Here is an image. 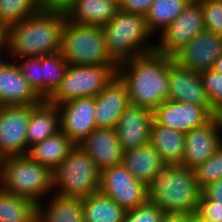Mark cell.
<instances>
[{"label": "cell", "instance_id": "6da1fadb", "mask_svg": "<svg viewBox=\"0 0 222 222\" xmlns=\"http://www.w3.org/2000/svg\"><path fill=\"white\" fill-rule=\"evenodd\" d=\"M173 57L154 50L118 65L131 104L154 111L168 99V68Z\"/></svg>", "mask_w": 222, "mask_h": 222}, {"label": "cell", "instance_id": "7a4b0ae2", "mask_svg": "<svg viewBox=\"0 0 222 222\" xmlns=\"http://www.w3.org/2000/svg\"><path fill=\"white\" fill-rule=\"evenodd\" d=\"M66 14L61 10H44L6 27L11 60L41 57L61 51L62 30Z\"/></svg>", "mask_w": 222, "mask_h": 222}, {"label": "cell", "instance_id": "3957f363", "mask_svg": "<svg viewBox=\"0 0 222 222\" xmlns=\"http://www.w3.org/2000/svg\"><path fill=\"white\" fill-rule=\"evenodd\" d=\"M202 189L194 170L183 165H165L148 186V198L165 214H196Z\"/></svg>", "mask_w": 222, "mask_h": 222}, {"label": "cell", "instance_id": "277c9868", "mask_svg": "<svg viewBox=\"0 0 222 222\" xmlns=\"http://www.w3.org/2000/svg\"><path fill=\"white\" fill-rule=\"evenodd\" d=\"M102 28L107 52L118 65L155 50L143 15L119 10Z\"/></svg>", "mask_w": 222, "mask_h": 222}, {"label": "cell", "instance_id": "5b68a950", "mask_svg": "<svg viewBox=\"0 0 222 222\" xmlns=\"http://www.w3.org/2000/svg\"><path fill=\"white\" fill-rule=\"evenodd\" d=\"M0 187L38 205L45 200V196L47 198L53 194L52 171L28 155L4 157L0 171Z\"/></svg>", "mask_w": 222, "mask_h": 222}, {"label": "cell", "instance_id": "8992f818", "mask_svg": "<svg viewBox=\"0 0 222 222\" xmlns=\"http://www.w3.org/2000/svg\"><path fill=\"white\" fill-rule=\"evenodd\" d=\"M101 172L80 146L75 145L52 171L53 194L84 198L99 191Z\"/></svg>", "mask_w": 222, "mask_h": 222}, {"label": "cell", "instance_id": "52a82bcc", "mask_svg": "<svg viewBox=\"0 0 222 222\" xmlns=\"http://www.w3.org/2000/svg\"><path fill=\"white\" fill-rule=\"evenodd\" d=\"M68 64H117L108 54L103 28L75 24L68 19L62 30L61 51Z\"/></svg>", "mask_w": 222, "mask_h": 222}, {"label": "cell", "instance_id": "ba28073f", "mask_svg": "<svg viewBox=\"0 0 222 222\" xmlns=\"http://www.w3.org/2000/svg\"><path fill=\"white\" fill-rule=\"evenodd\" d=\"M117 75L118 64H68L59 87L47 101L58 106L81 97H96Z\"/></svg>", "mask_w": 222, "mask_h": 222}, {"label": "cell", "instance_id": "9c48e42d", "mask_svg": "<svg viewBox=\"0 0 222 222\" xmlns=\"http://www.w3.org/2000/svg\"><path fill=\"white\" fill-rule=\"evenodd\" d=\"M99 192L114 200L126 211L149 200L148 187L139 182L123 164L101 172Z\"/></svg>", "mask_w": 222, "mask_h": 222}, {"label": "cell", "instance_id": "30bf717a", "mask_svg": "<svg viewBox=\"0 0 222 222\" xmlns=\"http://www.w3.org/2000/svg\"><path fill=\"white\" fill-rule=\"evenodd\" d=\"M204 29L202 4L191 0L184 11L158 34L155 50L173 56Z\"/></svg>", "mask_w": 222, "mask_h": 222}, {"label": "cell", "instance_id": "8fae6325", "mask_svg": "<svg viewBox=\"0 0 222 222\" xmlns=\"http://www.w3.org/2000/svg\"><path fill=\"white\" fill-rule=\"evenodd\" d=\"M0 106V155H27V127L31 106Z\"/></svg>", "mask_w": 222, "mask_h": 222}, {"label": "cell", "instance_id": "7c38bea8", "mask_svg": "<svg viewBox=\"0 0 222 222\" xmlns=\"http://www.w3.org/2000/svg\"><path fill=\"white\" fill-rule=\"evenodd\" d=\"M221 54L222 36L204 29L172 57L178 65L200 73L212 69Z\"/></svg>", "mask_w": 222, "mask_h": 222}, {"label": "cell", "instance_id": "4fadbf2b", "mask_svg": "<svg viewBox=\"0 0 222 222\" xmlns=\"http://www.w3.org/2000/svg\"><path fill=\"white\" fill-rule=\"evenodd\" d=\"M60 131L78 145L96 126L95 97H81L58 105Z\"/></svg>", "mask_w": 222, "mask_h": 222}, {"label": "cell", "instance_id": "5bb4252c", "mask_svg": "<svg viewBox=\"0 0 222 222\" xmlns=\"http://www.w3.org/2000/svg\"><path fill=\"white\" fill-rule=\"evenodd\" d=\"M212 117L213 115L203 106L169 99L153 111V119L159 125L184 134L204 125Z\"/></svg>", "mask_w": 222, "mask_h": 222}, {"label": "cell", "instance_id": "9a60e30c", "mask_svg": "<svg viewBox=\"0 0 222 222\" xmlns=\"http://www.w3.org/2000/svg\"><path fill=\"white\" fill-rule=\"evenodd\" d=\"M168 80L169 100L203 106L214 116L215 111L212 109L199 72L182 67L172 61L168 68Z\"/></svg>", "mask_w": 222, "mask_h": 222}, {"label": "cell", "instance_id": "2e32d148", "mask_svg": "<svg viewBox=\"0 0 222 222\" xmlns=\"http://www.w3.org/2000/svg\"><path fill=\"white\" fill-rule=\"evenodd\" d=\"M222 144V128L213 116L204 125L185 134V146L182 163L184 167L194 169L211 157Z\"/></svg>", "mask_w": 222, "mask_h": 222}, {"label": "cell", "instance_id": "e0dca14e", "mask_svg": "<svg viewBox=\"0 0 222 222\" xmlns=\"http://www.w3.org/2000/svg\"><path fill=\"white\" fill-rule=\"evenodd\" d=\"M153 112L139 105L129 104L116 126L123 152L136 149L149 142Z\"/></svg>", "mask_w": 222, "mask_h": 222}, {"label": "cell", "instance_id": "ac0fdd59", "mask_svg": "<svg viewBox=\"0 0 222 222\" xmlns=\"http://www.w3.org/2000/svg\"><path fill=\"white\" fill-rule=\"evenodd\" d=\"M78 146L89 154L100 172L122 164L123 150L116 128H95Z\"/></svg>", "mask_w": 222, "mask_h": 222}, {"label": "cell", "instance_id": "d6986e66", "mask_svg": "<svg viewBox=\"0 0 222 222\" xmlns=\"http://www.w3.org/2000/svg\"><path fill=\"white\" fill-rule=\"evenodd\" d=\"M95 104L97 128H116L130 104L127 87L118 75L95 97Z\"/></svg>", "mask_w": 222, "mask_h": 222}, {"label": "cell", "instance_id": "ffe728a7", "mask_svg": "<svg viewBox=\"0 0 222 222\" xmlns=\"http://www.w3.org/2000/svg\"><path fill=\"white\" fill-rule=\"evenodd\" d=\"M42 99L29 86L17 62L0 70V106L39 104Z\"/></svg>", "mask_w": 222, "mask_h": 222}, {"label": "cell", "instance_id": "44dd1931", "mask_svg": "<svg viewBox=\"0 0 222 222\" xmlns=\"http://www.w3.org/2000/svg\"><path fill=\"white\" fill-rule=\"evenodd\" d=\"M119 10L114 0H74L64 12L75 24L103 27Z\"/></svg>", "mask_w": 222, "mask_h": 222}, {"label": "cell", "instance_id": "7402d4cb", "mask_svg": "<svg viewBox=\"0 0 222 222\" xmlns=\"http://www.w3.org/2000/svg\"><path fill=\"white\" fill-rule=\"evenodd\" d=\"M60 131V113L57 105L47 100L31 106V115L27 127V153L31 146Z\"/></svg>", "mask_w": 222, "mask_h": 222}, {"label": "cell", "instance_id": "603a6c76", "mask_svg": "<svg viewBox=\"0 0 222 222\" xmlns=\"http://www.w3.org/2000/svg\"><path fill=\"white\" fill-rule=\"evenodd\" d=\"M122 164L147 187L158 170L166 164L158 151L148 142L141 147L123 152Z\"/></svg>", "mask_w": 222, "mask_h": 222}, {"label": "cell", "instance_id": "cb8c5ba5", "mask_svg": "<svg viewBox=\"0 0 222 222\" xmlns=\"http://www.w3.org/2000/svg\"><path fill=\"white\" fill-rule=\"evenodd\" d=\"M47 198L45 199L49 201L45 206L43 201L37 206L38 222H85L82 198L66 197L58 194H51Z\"/></svg>", "mask_w": 222, "mask_h": 222}, {"label": "cell", "instance_id": "d4e9b609", "mask_svg": "<svg viewBox=\"0 0 222 222\" xmlns=\"http://www.w3.org/2000/svg\"><path fill=\"white\" fill-rule=\"evenodd\" d=\"M149 143L158 151L166 165H181L184 154L185 134L151 123Z\"/></svg>", "mask_w": 222, "mask_h": 222}, {"label": "cell", "instance_id": "484cf974", "mask_svg": "<svg viewBox=\"0 0 222 222\" xmlns=\"http://www.w3.org/2000/svg\"><path fill=\"white\" fill-rule=\"evenodd\" d=\"M75 144L62 131L34 144L27 155L35 162L53 171L69 155Z\"/></svg>", "mask_w": 222, "mask_h": 222}, {"label": "cell", "instance_id": "4316f807", "mask_svg": "<svg viewBox=\"0 0 222 222\" xmlns=\"http://www.w3.org/2000/svg\"><path fill=\"white\" fill-rule=\"evenodd\" d=\"M85 222H123L126 210L99 191L82 198Z\"/></svg>", "mask_w": 222, "mask_h": 222}, {"label": "cell", "instance_id": "83f0119b", "mask_svg": "<svg viewBox=\"0 0 222 222\" xmlns=\"http://www.w3.org/2000/svg\"><path fill=\"white\" fill-rule=\"evenodd\" d=\"M37 204L0 187V222H36Z\"/></svg>", "mask_w": 222, "mask_h": 222}, {"label": "cell", "instance_id": "f1b7e54d", "mask_svg": "<svg viewBox=\"0 0 222 222\" xmlns=\"http://www.w3.org/2000/svg\"><path fill=\"white\" fill-rule=\"evenodd\" d=\"M190 1L154 0L145 15L147 27L153 36L160 34L170 25L184 11Z\"/></svg>", "mask_w": 222, "mask_h": 222}, {"label": "cell", "instance_id": "f546056e", "mask_svg": "<svg viewBox=\"0 0 222 222\" xmlns=\"http://www.w3.org/2000/svg\"><path fill=\"white\" fill-rule=\"evenodd\" d=\"M68 67L60 52L40 57L41 99L47 100L59 87Z\"/></svg>", "mask_w": 222, "mask_h": 222}, {"label": "cell", "instance_id": "4dcf8cb0", "mask_svg": "<svg viewBox=\"0 0 222 222\" xmlns=\"http://www.w3.org/2000/svg\"><path fill=\"white\" fill-rule=\"evenodd\" d=\"M41 10L40 0H0V24L10 26Z\"/></svg>", "mask_w": 222, "mask_h": 222}, {"label": "cell", "instance_id": "1f68e13d", "mask_svg": "<svg viewBox=\"0 0 222 222\" xmlns=\"http://www.w3.org/2000/svg\"><path fill=\"white\" fill-rule=\"evenodd\" d=\"M196 181L201 189L222 178V144L217 151L194 169Z\"/></svg>", "mask_w": 222, "mask_h": 222}, {"label": "cell", "instance_id": "d6a6232c", "mask_svg": "<svg viewBox=\"0 0 222 222\" xmlns=\"http://www.w3.org/2000/svg\"><path fill=\"white\" fill-rule=\"evenodd\" d=\"M164 211L154 202H147L126 211L123 222H161Z\"/></svg>", "mask_w": 222, "mask_h": 222}, {"label": "cell", "instance_id": "836d02e7", "mask_svg": "<svg viewBox=\"0 0 222 222\" xmlns=\"http://www.w3.org/2000/svg\"><path fill=\"white\" fill-rule=\"evenodd\" d=\"M202 4L205 30L222 36V2L219 0H198Z\"/></svg>", "mask_w": 222, "mask_h": 222}, {"label": "cell", "instance_id": "e575fe53", "mask_svg": "<svg viewBox=\"0 0 222 222\" xmlns=\"http://www.w3.org/2000/svg\"><path fill=\"white\" fill-rule=\"evenodd\" d=\"M200 77L215 111L222 104V74L209 69L200 72Z\"/></svg>", "mask_w": 222, "mask_h": 222}, {"label": "cell", "instance_id": "d590c367", "mask_svg": "<svg viewBox=\"0 0 222 222\" xmlns=\"http://www.w3.org/2000/svg\"><path fill=\"white\" fill-rule=\"evenodd\" d=\"M21 61L19 63V61ZM29 86L41 98L40 57H25L14 60Z\"/></svg>", "mask_w": 222, "mask_h": 222}, {"label": "cell", "instance_id": "8d00e7d4", "mask_svg": "<svg viewBox=\"0 0 222 222\" xmlns=\"http://www.w3.org/2000/svg\"><path fill=\"white\" fill-rule=\"evenodd\" d=\"M196 217L203 222H222V204L201 194Z\"/></svg>", "mask_w": 222, "mask_h": 222}, {"label": "cell", "instance_id": "74e56055", "mask_svg": "<svg viewBox=\"0 0 222 222\" xmlns=\"http://www.w3.org/2000/svg\"><path fill=\"white\" fill-rule=\"evenodd\" d=\"M154 0H121L120 10L145 16Z\"/></svg>", "mask_w": 222, "mask_h": 222}, {"label": "cell", "instance_id": "f35d334b", "mask_svg": "<svg viewBox=\"0 0 222 222\" xmlns=\"http://www.w3.org/2000/svg\"><path fill=\"white\" fill-rule=\"evenodd\" d=\"M202 194L209 200L222 204V178L202 189Z\"/></svg>", "mask_w": 222, "mask_h": 222}, {"label": "cell", "instance_id": "ab89813d", "mask_svg": "<svg viewBox=\"0 0 222 222\" xmlns=\"http://www.w3.org/2000/svg\"><path fill=\"white\" fill-rule=\"evenodd\" d=\"M74 0H40L44 10L65 11Z\"/></svg>", "mask_w": 222, "mask_h": 222}, {"label": "cell", "instance_id": "60d3db41", "mask_svg": "<svg viewBox=\"0 0 222 222\" xmlns=\"http://www.w3.org/2000/svg\"><path fill=\"white\" fill-rule=\"evenodd\" d=\"M196 214H165L161 222H195Z\"/></svg>", "mask_w": 222, "mask_h": 222}, {"label": "cell", "instance_id": "b9f144b4", "mask_svg": "<svg viewBox=\"0 0 222 222\" xmlns=\"http://www.w3.org/2000/svg\"><path fill=\"white\" fill-rule=\"evenodd\" d=\"M5 49H6V50H5ZM2 50L6 51L7 54H9V55H7L6 60H5V59L2 60V58H1L2 56L0 55V70L3 69V68L9 63L8 60L12 59V58H11V55H10L9 45H0V52H1ZM0 54H1V53H0Z\"/></svg>", "mask_w": 222, "mask_h": 222}, {"label": "cell", "instance_id": "7bdbcfd3", "mask_svg": "<svg viewBox=\"0 0 222 222\" xmlns=\"http://www.w3.org/2000/svg\"><path fill=\"white\" fill-rule=\"evenodd\" d=\"M0 45H8L6 27L3 24H0Z\"/></svg>", "mask_w": 222, "mask_h": 222}, {"label": "cell", "instance_id": "ee69618b", "mask_svg": "<svg viewBox=\"0 0 222 222\" xmlns=\"http://www.w3.org/2000/svg\"><path fill=\"white\" fill-rule=\"evenodd\" d=\"M212 69L222 74V54L216 59Z\"/></svg>", "mask_w": 222, "mask_h": 222}, {"label": "cell", "instance_id": "f6af8a7d", "mask_svg": "<svg viewBox=\"0 0 222 222\" xmlns=\"http://www.w3.org/2000/svg\"><path fill=\"white\" fill-rule=\"evenodd\" d=\"M214 117L217 120V123L222 128V104L215 110Z\"/></svg>", "mask_w": 222, "mask_h": 222}, {"label": "cell", "instance_id": "bcb514c9", "mask_svg": "<svg viewBox=\"0 0 222 222\" xmlns=\"http://www.w3.org/2000/svg\"><path fill=\"white\" fill-rule=\"evenodd\" d=\"M2 159L3 157L0 155V171H1Z\"/></svg>", "mask_w": 222, "mask_h": 222}, {"label": "cell", "instance_id": "7dc6e473", "mask_svg": "<svg viewBox=\"0 0 222 222\" xmlns=\"http://www.w3.org/2000/svg\"><path fill=\"white\" fill-rule=\"evenodd\" d=\"M195 222H203V221H200L197 217L195 218Z\"/></svg>", "mask_w": 222, "mask_h": 222}, {"label": "cell", "instance_id": "c3c4849f", "mask_svg": "<svg viewBox=\"0 0 222 222\" xmlns=\"http://www.w3.org/2000/svg\"><path fill=\"white\" fill-rule=\"evenodd\" d=\"M114 1H116V2L119 3V4H120V2H121V0H114Z\"/></svg>", "mask_w": 222, "mask_h": 222}]
</instances>
